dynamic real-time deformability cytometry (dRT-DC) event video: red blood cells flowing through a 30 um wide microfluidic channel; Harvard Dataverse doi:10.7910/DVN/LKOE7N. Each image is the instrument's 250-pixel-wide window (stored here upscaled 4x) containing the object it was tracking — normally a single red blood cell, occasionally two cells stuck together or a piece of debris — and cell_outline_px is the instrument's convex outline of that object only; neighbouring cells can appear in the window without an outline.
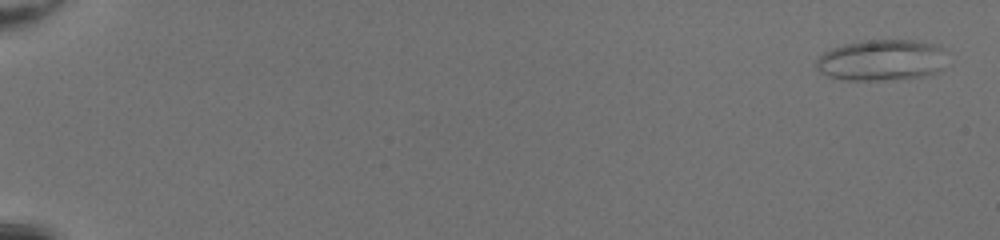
{"species": "common noctule bat (a hibernating species)", "species_latin": "Nyctalus noctula", "temperature_condition": "room temperature", "stored_images_in_passage": 51, "camera_frame_rate_fps": 3000, "um_per_image_px": 0.085, "animal": {"sex": "female", "body_mass_g": 20.0, "forearm_length_mm": 54.0}, "frame": {"image": 1, "passage_image": 2, "time_ms": 0.333, "image_size_px": [1000, 240], "cell_outline_px": [[940, 68], [936, 72], [924, 76], [884, 80], [848, 80], [828, 76], [820, 72], [816, 68], [816, 60], [824, 52], [832, 48], [844, 44], [868, 40], [920, 40], [940, 44]], "centroid_in_image_um": [74.86, 5.1], "position_along_channel_um": 10.1, "area_um2": 30.87}}
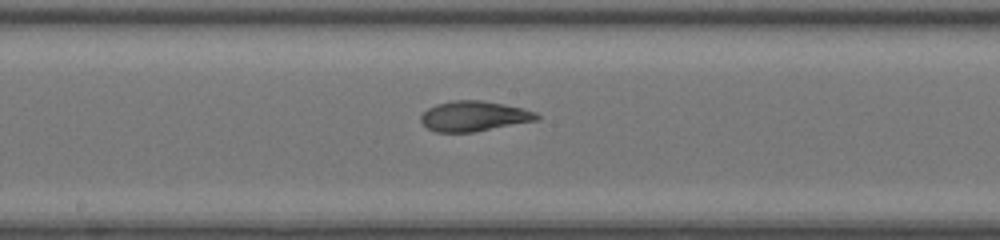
{"frame": {"image": 2, "passage_image": 30, "time_ms": 9.667, "image_size_px": [1000, 240], "cell_outline_px": [[540, 120], [472, 132], [436, 132], [428, 128], [420, 120], [420, 116], [428, 108], [436, 104], [452, 100], [484, 100], [524, 108], [536, 112], [540, 116]], "centroid_in_image_um": [40.32, 9.86], "position_along_channel_um": 207.9, "area_um2": 20.52}}
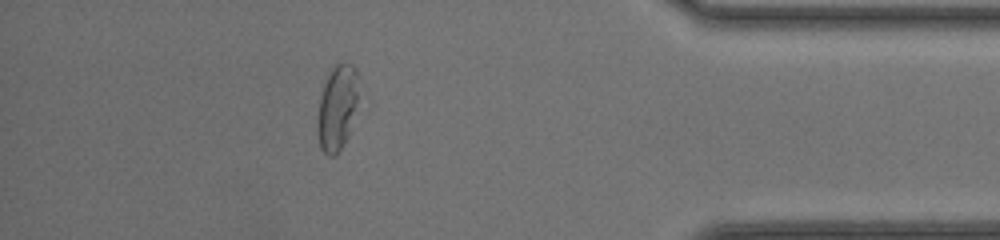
{"frame": {"image": 3, "passage_image": 46, "time_ms": 15.0, "image_size_px": [1000, 240], "cell_outline_px": [[360, 104], [348, 136], [344, 144], [336, 156], [328, 156], [320, 148], [316, 132], [316, 120], [320, 96], [324, 84], [332, 68], [336, 64], [344, 60], [352, 64], [356, 68], [360, 76]], "centroid_in_image_um": [28.72, 9.13], "position_along_channel_um": 406.5, "area_um2": 21.79}, "authors_computed_cell_mechanics": {"area_um2": 23.698, "velocity_mm_per_s": 4.2825, "shape_relaxation_time_tau1_ms": 10.2481, "shape_relaxation_time_tau2_ms": 1.4713, "deformation_change_tau1": 0.277, "deformation_change_tau2": 0.0816}}